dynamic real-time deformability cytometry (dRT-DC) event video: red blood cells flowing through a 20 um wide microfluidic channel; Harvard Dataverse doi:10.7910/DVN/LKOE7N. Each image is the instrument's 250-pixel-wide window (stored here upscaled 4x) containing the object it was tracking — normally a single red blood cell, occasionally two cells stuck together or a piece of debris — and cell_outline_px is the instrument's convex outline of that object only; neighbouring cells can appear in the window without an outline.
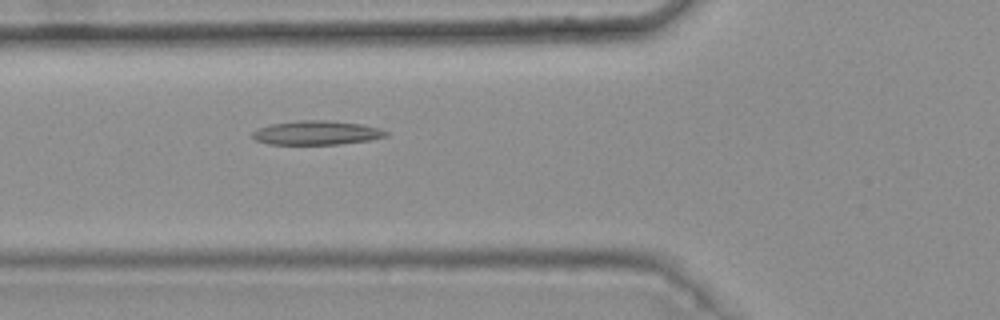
{"species": "common noctule bat (a hibernating species)", "species_latin": "Nyctalus noctula", "temperature_condition": "warm", "stored_images_in_passage": 6, "camera_frame_rate_fps": 3000, "um_per_image_px": 0.085, "animal": {"sex": "female", "body_mass_g": 25.1}, "frame": {"image": 1, "passage_image": 6, "time_ms": 1.667, "image_size_px": [1000, 320], "cell_outline_px": [[388, 136], [368, 140], [340, 144], [268, 144], [256, 140], [252, 136], [252, 132], [256, 128], [272, 124], [296, 120], [324, 120], [360, 124], [380, 128], [388, 132]], "centroid_in_image_um": [26.89, 11.28], "position_along_channel_um": 98.9, "area_um2": 18.67}}